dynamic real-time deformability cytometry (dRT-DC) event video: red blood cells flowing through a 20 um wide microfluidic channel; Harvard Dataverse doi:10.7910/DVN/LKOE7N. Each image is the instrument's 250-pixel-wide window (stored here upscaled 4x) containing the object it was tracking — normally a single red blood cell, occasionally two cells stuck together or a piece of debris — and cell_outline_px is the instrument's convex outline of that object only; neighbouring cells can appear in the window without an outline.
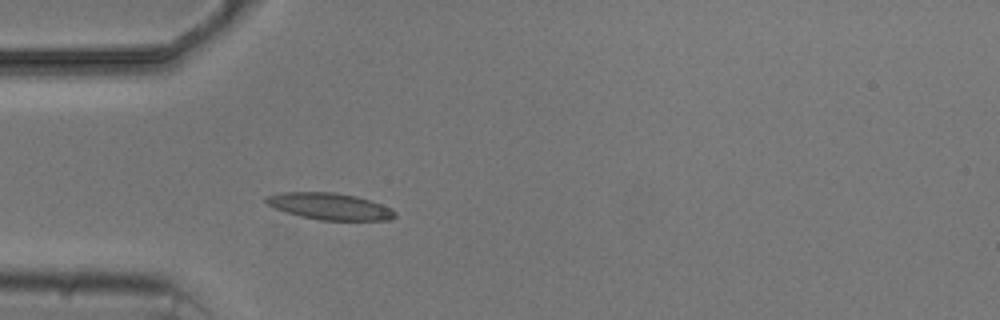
{"species": "common noctule bat (a hibernating species)", "species_latin": "Nyctalus noctula", "temperature_condition": "cold", "stored_images_in_passage": 2, "camera_frame_rate_fps": 3000, "um_per_image_px": 0.085, "animal": {"sex": "male", "body_mass_g": 20.5, "forearm_length_mm": 52.5}, "frame": {"image": 1, "passage_image": 2, "time_ms": 2.0, "image_size_px": [1000, 320], "cell_outline_px": [[396, 216], [388, 220], [320, 220], [300, 216], [276, 208], [268, 204], [264, 200], [264, 196], [280, 192], [332, 192], [356, 196], [392, 208], [396, 212]], "centroid_in_image_um": [28.01, 17.53], "position_along_channel_um": 57.0, "area_um2": 19.88}}